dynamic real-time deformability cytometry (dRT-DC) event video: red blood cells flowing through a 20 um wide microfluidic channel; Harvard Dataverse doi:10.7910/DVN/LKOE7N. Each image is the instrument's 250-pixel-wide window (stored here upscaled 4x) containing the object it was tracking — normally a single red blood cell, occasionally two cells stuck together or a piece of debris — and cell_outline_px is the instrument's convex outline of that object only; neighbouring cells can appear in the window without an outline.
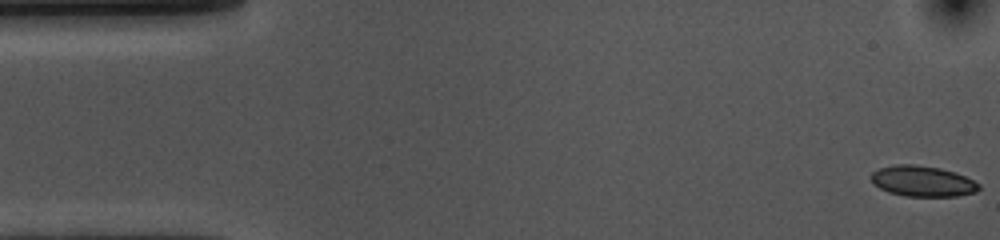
{"species": "common noctule bat (a hibernating species)", "species_latin": "Nyctalus noctula", "temperature_condition": "cold", "stored_images_in_passage": 54, "camera_frame_rate_fps": 3000, "um_per_image_px": 0.085, "animal": {"sex": "female", "body_mass_g": 10.0, "forearm_length_mm": 53.1}, "frame": {"image": 1, "passage_image": 1, "time_ms": 0.0, "image_size_px": [1000, 240], "cell_outline_px": [[980, 188], [976, 192], [956, 196], [904, 196], [888, 192], [880, 188], [872, 180], [872, 172], [880, 168], [896, 164], [916, 164], [940, 168], [956, 172], [980, 184]], "centroid_in_image_um": [78.44, 15.4], "position_along_channel_um": 6.6, "area_um2": 19.19}}
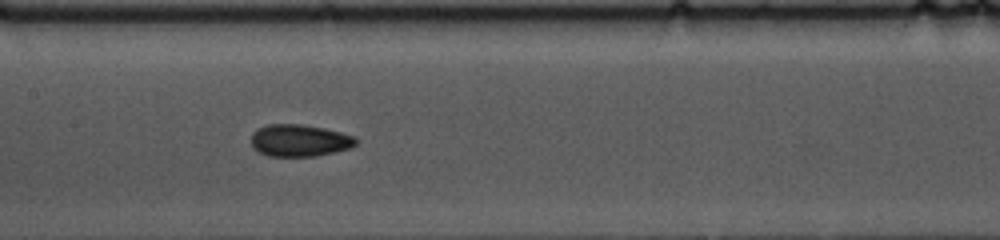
{"frame": {"image": 2, "passage_image": 25, "time_ms": 8.0, "image_size_px": [1000, 240], "cell_outline_px": [[360, 140], [352, 148], [316, 156], [268, 156], [252, 148], [252, 132], [256, 128], [268, 124], [300, 124], [324, 128], [356, 136]], "centroid_in_image_um": [25.48, 11.94], "position_along_channel_um": 181.9, "area_um2": 19.83}}
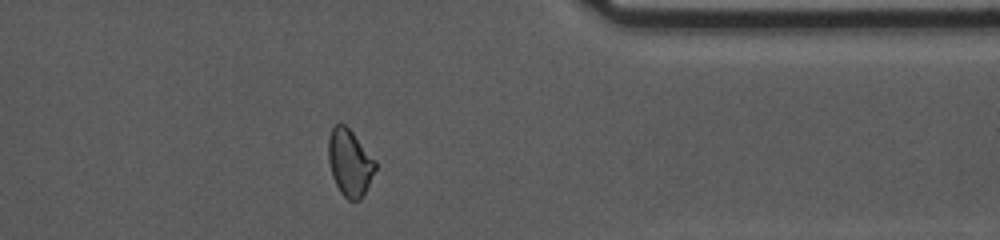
{"frame": {"image": 3, "passage_image": 43, "time_ms": 14.0, "image_size_px": [1000, 240], "cell_outline_px": [[376, 168], [360, 200], [348, 200], [340, 192], [332, 176], [328, 160], [328, 140], [332, 128], [336, 124], [344, 124], [352, 132], [376, 160]], "centroid_in_image_um": [29.71, 13.82], "position_along_channel_um": 381.7, "area_um2": 18.03}, "authors_computed_cell_mechanics": {"area_um2": 19.2474, "velocity_mm_per_s": 3.6095, "shape_relaxation_time_tau1_ms": 4.1085, "shape_relaxation_time_tau2_ms": 4.3476, "deformation_change_tau1": 0.0958, "deformation_change_tau2": 0.0656}}